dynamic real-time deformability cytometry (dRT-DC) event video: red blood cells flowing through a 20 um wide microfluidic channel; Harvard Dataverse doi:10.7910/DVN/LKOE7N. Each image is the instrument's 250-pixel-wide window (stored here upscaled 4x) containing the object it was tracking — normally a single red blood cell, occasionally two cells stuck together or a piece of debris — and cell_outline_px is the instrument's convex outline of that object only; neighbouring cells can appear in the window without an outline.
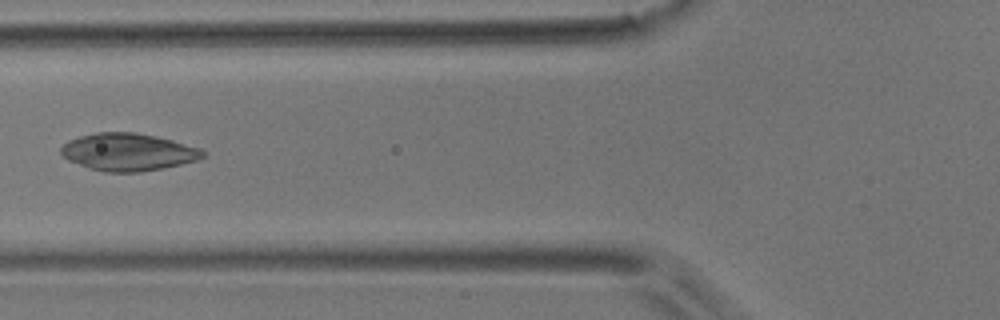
{"species": "common noctule bat (a hibernating species)", "species_latin": "Nyctalus noctula", "temperature_condition": "room temperature", "stored_images_in_passage": 6, "camera_frame_rate_fps": 3000, "um_per_image_px": 0.085, "animal": {"sex": "male", "body_mass_g": 17.9}, "frame": {"image": 1, "passage_image": 6, "time_ms": 5.667, "image_size_px": [1000, 320], "cell_outline_px": [[204, 156], [196, 160], [164, 168], [140, 172], [104, 172], [68, 160], [60, 152], [60, 148], [68, 140], [80, 136], [96, 132], [136, 132], [156, 136], [172, 140], [200, 148], [204, 152]], "centroid_in_image_um": [10.88, 12.91], "position_along_channel_um": 114.9, "area_um2": 30.75}}